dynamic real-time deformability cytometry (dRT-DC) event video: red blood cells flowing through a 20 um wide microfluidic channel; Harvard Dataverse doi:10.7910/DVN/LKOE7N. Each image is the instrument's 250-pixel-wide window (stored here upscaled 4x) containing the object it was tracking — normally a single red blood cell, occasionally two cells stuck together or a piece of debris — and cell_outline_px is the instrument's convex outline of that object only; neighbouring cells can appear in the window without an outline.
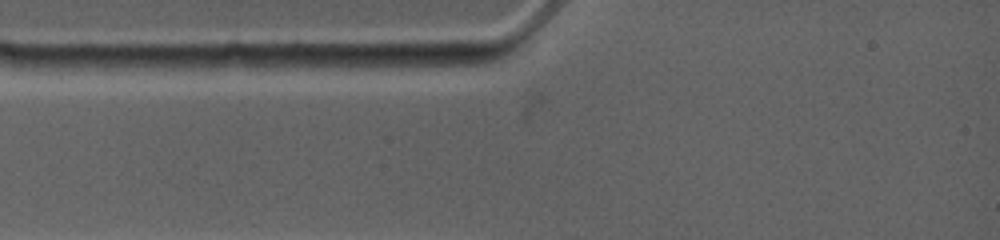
{"species": "common noctule bat (a hibernating species)", "species_latin": "Nyctalus noctula", "temperature_condition": "warm", "stored_images_in_passage": 4, "camera_frame_rate_fps": 4500, "um_per_image_px": 0.085, "animal": {"sex": "female", "body_mass_g": 19.0, "forearm_length_mm": 53.3}, "frame": {"image": 1, "passage_image": 4, "time_ms": 1.556, "image_size_px": [1000, 240], "cell_outline_px": [[476, 64], [400, 72], [320, 64], [332, 56], [460, 56], [476, 60]], "centroid_in_image_um": [33.91, 5.3], "position_along_channel_um": 51.1, "area_um2": 12.95}}